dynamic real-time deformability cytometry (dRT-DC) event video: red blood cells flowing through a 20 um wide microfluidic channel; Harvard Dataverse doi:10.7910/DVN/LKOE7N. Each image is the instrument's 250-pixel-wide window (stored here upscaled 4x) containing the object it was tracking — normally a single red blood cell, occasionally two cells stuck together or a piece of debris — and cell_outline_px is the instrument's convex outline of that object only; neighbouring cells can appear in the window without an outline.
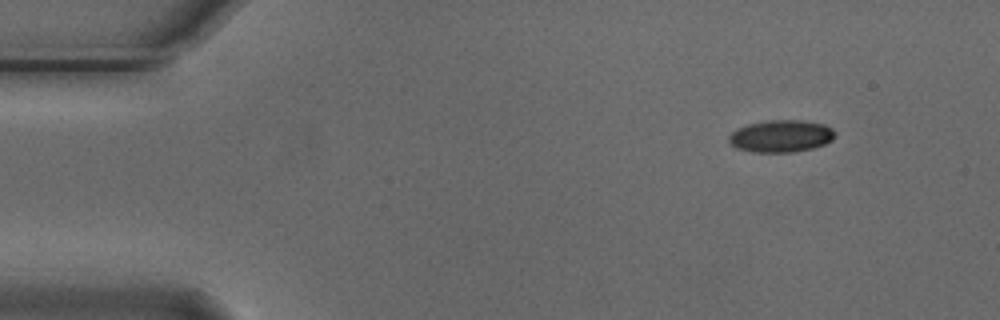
{"species": "Egyptian fruit bat (a non-hibernating species)", "species_latin": "Rousettus aegyptiacus", "temperature_condition": "cold", "stored_images_in_passage": 6, "camera_frame_rate_fps": 3000, "um_per_image_px": 0.085, "animal": {"sex": "male"}, "frame": {"image": 1, "passage_image": 1, "time_ms": 0.0, "image_size_px": [1000, 320], "cell_outline_px": [[836, 136], [832, 140], [824, 144], [812, 148], [792, 152], [752, 152], [736, 148], [728, 140], [728, 136], [736, 128], [748, 124], [768, 120], [804, 120], [824, 124], [832, 128], [836, 132]], "centroid_in_image_um": [66.39, 11.56], "position_along_channel_um": 18.6, "area_um2": 20.06}}
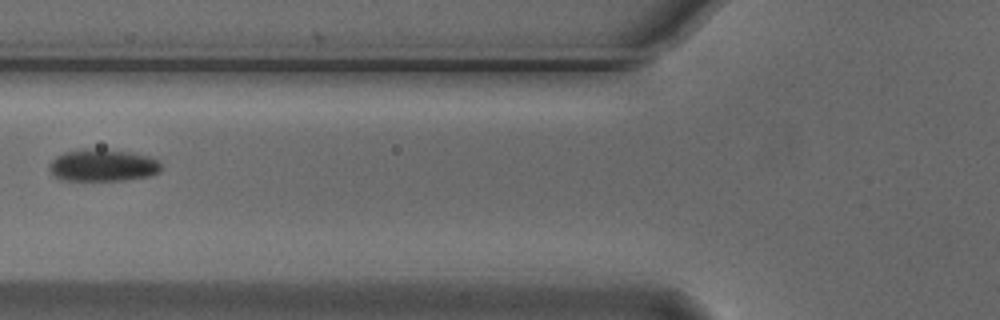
{"frame": {"image": 2, "passage_image": 5, "time_ms": 1.333, "image_size_px": [1000, 320], "cell_outline_px": [[160, 172], [148, 176], [124, 180], [60, 180], [48, 168], [48, 164], [56, 156], [64, 152], [84, 148], [88, 148], [128, 152], [148, 156], [156, 160], [160, 164]], "centroid_in_image_um": [8.69, 14.05], "position_along_channel_um": 117.1, "area_um2": 20.75}}
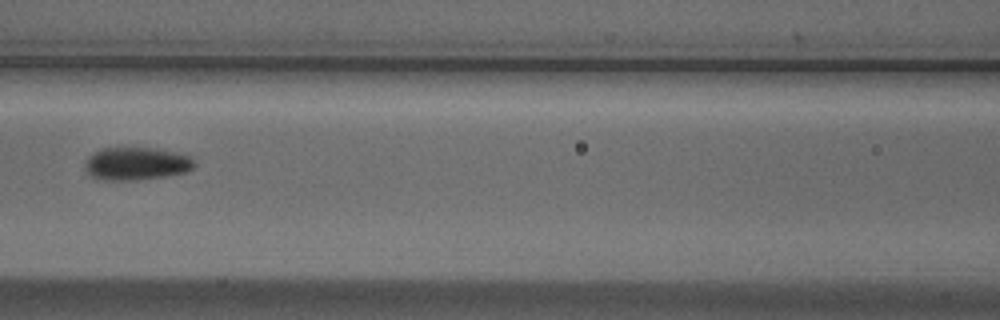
{"frame": {"image": 3, "passage_image": 6, "time_ms": 1.667, "image_size_px": [1000, 320], "cell_outline_px": [[196, 164], [188, 172], [168, 176], [136, 180], [104, 180], [88, 176], [84, 168], [84, 160], [88, 156], [100, 148], [156, 148], [180, 152], [188, 156]], "centroid_in_image_um": [11.56, 13.91], "position_along_channel_um": 155.0, "area_um2": 21.39}}